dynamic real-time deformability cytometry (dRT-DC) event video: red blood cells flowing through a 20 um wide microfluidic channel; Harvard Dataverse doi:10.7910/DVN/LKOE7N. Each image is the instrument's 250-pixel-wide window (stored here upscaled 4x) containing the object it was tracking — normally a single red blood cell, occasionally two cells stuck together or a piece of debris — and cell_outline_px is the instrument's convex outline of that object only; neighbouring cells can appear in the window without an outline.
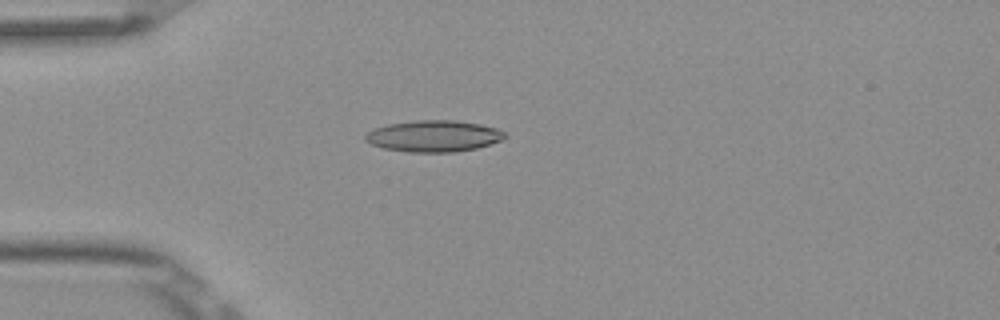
{"species": "Egyptian fruit bat (a non-hibernating species)", "species_latin": "Rousettus aegyptiacus", "temperature_condition": "room temperature", "stored_images_in_passage": 5, "camera_frame_rate_fps": 3000, "um_per_image_px": 0.085, "frame": {"image": 1, "passage_image": 4, "time_ms": 1.0, "image_size_px": [1000, 320], "cell_outline_px": [[508, 136], [504, 140], [476, 148], [456, 152], [408, 152], [384, 148], [372, 144], [364, 140], [364, 136], [368, 132], [376, 128], [388, 124], [416, 120], [456, 120], [480, 124], [496, 128], [504, 132]], "centroid_in_image_um": [36.9, 11.57], "position_along_channel_um": 48.1, "area_um2": 25.61}}